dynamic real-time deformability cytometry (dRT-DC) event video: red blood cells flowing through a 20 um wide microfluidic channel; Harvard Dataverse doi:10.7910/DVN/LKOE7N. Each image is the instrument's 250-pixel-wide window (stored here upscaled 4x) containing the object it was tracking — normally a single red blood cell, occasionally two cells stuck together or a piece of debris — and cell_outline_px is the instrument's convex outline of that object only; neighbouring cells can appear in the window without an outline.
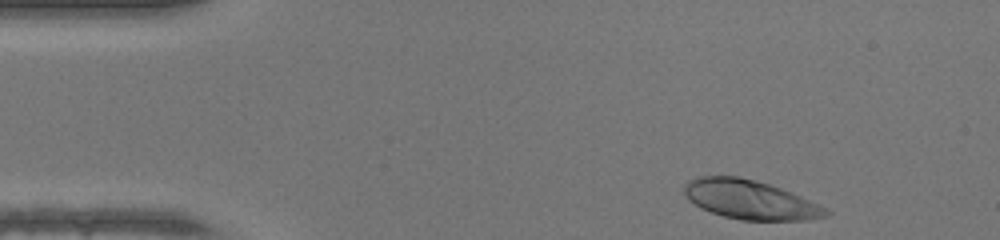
{"species": "human", "species_latin": "Homo sapiens", "temperature_condition": "warm", "stored_images_in_passage": 43, "camera_frame_rate_fps": 3000, "um_per_image_px": 0.085, "donor": {"sex": "female"}, "frame": {"image": 1, "passage_image": 1, "time_ms": 0.0, "image_size_px": [1000, 240], "cell_outline_px": [[832, 212], [828, 216], [808, 220], [740, 220], [724, 216], [700, 208], [688, 200], [684, 192], [684, 184], [688, 180], [700, 176], [736, 176], [756, 180], [780, 188], [800, 196]], "centroid_in_image_um": [63.72, 16.97], "position_along_channel_um": 21.3, "area_um2": 32.08}}
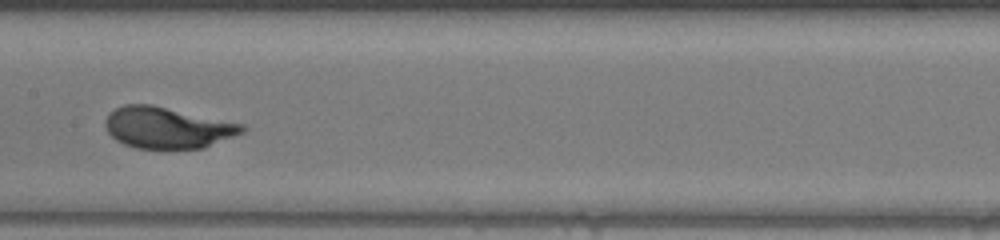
{"frame": {"image": 2, "passage_image": 19, "time_ms": 6.0, "image_size_px": [1000, 240], "cell_outline_px": [[248, 128], [244, 132], [204, 148], [136, 148], [124, 144], [116, 140], [108, 132], [104, 124], [104, 120], [116, 108], [124, 104], [152, 104], [244, 124]], "centroid_in_image_um": [14.24, 10.85], "position_along_channel_um": 193.2, "area_um2": 32.89}}
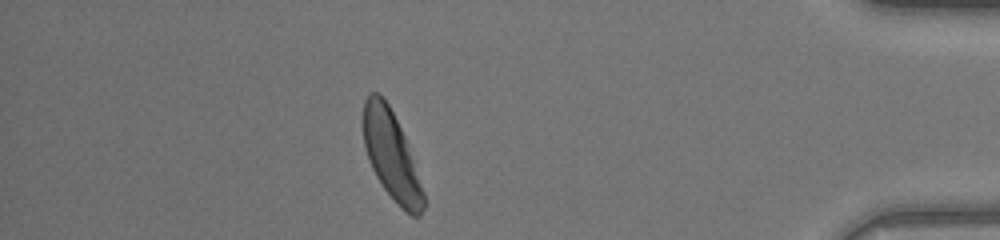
{"frame": {"image": 3, "passage_image": 37, "time_ms": 12.0, "image_size_px": [1000, 240], "cell_outline_px": [[424, 208], [420, 216], [412, 216], [404, 212], [400, 208], [384, 188], [376, 176], [368, 160], [364, 148], [360, 124], [360, 120], [364, 100], [368, 92], [380, 92], [388, 104], [404, 136], [424, 192]], "centroid_in_image_um": [33.19, 13.16], "position_along_channel_um": 402.0, "area_um2": 31.39}, "authors_computed_cell_mechanics": {"area_um2": 31.79, "velocity_mm_per_s": 4.2786, "shape_relaxation_time_tau1_ms": 2.5686, "shape_relaxation_time_tau2_ms": null, "deformation_change_tau1": 0.1795, "deformation_change_tau2": null}}